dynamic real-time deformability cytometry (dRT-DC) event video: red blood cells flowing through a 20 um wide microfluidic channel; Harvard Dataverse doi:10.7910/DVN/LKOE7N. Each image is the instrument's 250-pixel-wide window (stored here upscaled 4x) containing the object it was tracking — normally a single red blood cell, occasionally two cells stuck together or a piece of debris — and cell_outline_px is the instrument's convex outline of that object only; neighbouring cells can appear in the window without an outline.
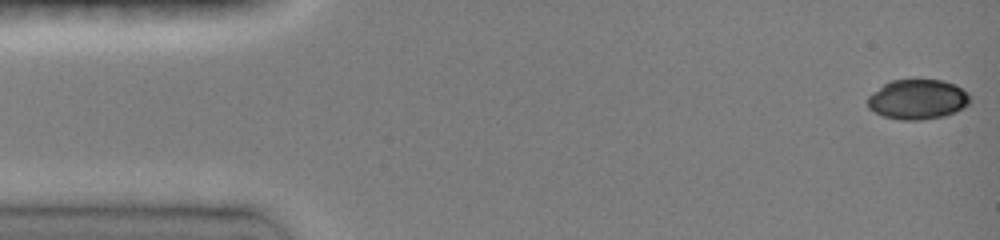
{"species": "common noctule bat (a hibernating species)", "species_latin": "Nyctalus noctula", "temperature_condition": "room temperature", "stored_images_in_passage": 20, "camera_frame_rate_fps": 3000, "um_per_image_px": 0.085, "animal": {"sex": "female", "body_mass_g": 19.0, "forearm_length_mm": 51.5}, "frame": {"image": 1, "passage_image": 1, "time_ms": 0.0, "image_size_px": [1000, 240], "cell_outline_px": [[972, 100], [964, 108], [956, 112], [944, 116], [920, 120], [900, 120], [884, 116], [868, 108], [868, 96], [872, 92], [884, 84], [892, 80], [944, 80], [956, 84], [968, 92], [972, 96]], "centroid_in_image_um": [78.05, 8.44], "position_along_channel_um": 6.9, "area_um2": 24.04}}
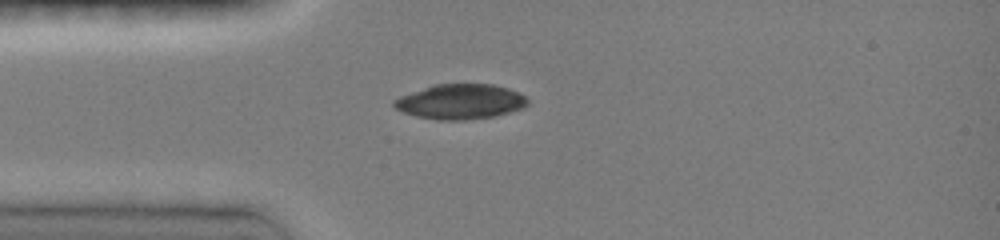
{"frame": {"image": 2, "passage_image": 11, "time_ms": 3.667, "image_size_px": [1000, 240], "cell_outline_px": [[528, 104], [524, 108], [496, 116], [464, 120], [436, 120], [416, 116], [404, 112], [396, 108], [392, 104], [392, 100], [400, 96], [432, 84], [492, 84], [508, 88], [524, 96], [528, 100]], "centroid_in_image_um": [39.12, 8.64], "position_along_channel_um": 45.9, "area_um2": 27.34}}
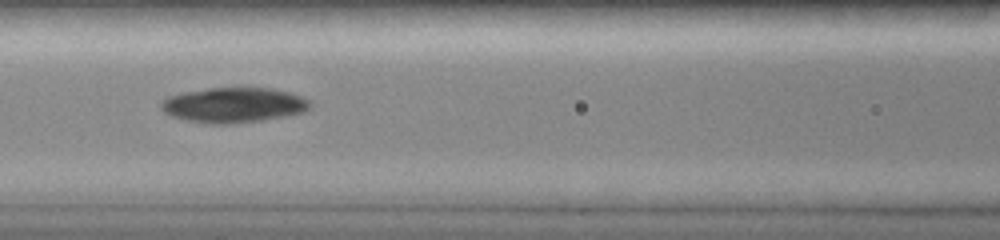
{"frame": {"image": 3, "passage_image": 18, "time_ms": 6.333, "image_size_px": [1000, 240], "cell_outline_px": [[312, 108], [304, 112], [288, 116], [264, 120], [232, 124], [212, 124], [188, 120], [172, 116], [164, 112], [160, 108], [160, 100], [168, 96], [184, 92], [208, 88], [244, 84], [272, 88], [288, 92], [312, 100]], "centroid_in_image_um": [19.91, 8.89], "position_along_channel_um": 146.7, "area_um2": 31.73}}